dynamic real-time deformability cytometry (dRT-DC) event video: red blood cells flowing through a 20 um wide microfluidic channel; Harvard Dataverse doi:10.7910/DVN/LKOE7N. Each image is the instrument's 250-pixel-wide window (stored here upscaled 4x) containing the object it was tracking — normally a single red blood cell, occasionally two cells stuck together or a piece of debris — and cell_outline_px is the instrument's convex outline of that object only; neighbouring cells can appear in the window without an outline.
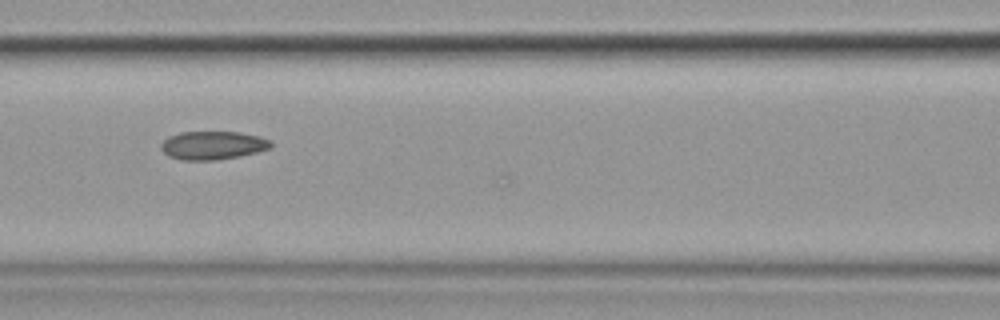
{"species": "common noctule bat (a hibernating species)", "species_latin": "Nyctalus noctula", "temperature_condition": "cold", "stored_images_in_passage": 8, "camera_frame_rate_fps": 3000, "um_per_image_px": 0.085, "animal": {"sex": "female", "body_mass_g": 19.9}, "frame": {"image": 1, "passage_image": 7, "time_ms": 7.667, "image_size_px": [1000, 320], "cell_outline_px": [[272, 148], [240, 156], [216, 160], [180, 160], [168, 156], [160, 148], [160, 144], [168, 136], [180, 132], [240, 132], [260, 136], [272, 140]], "centroid_in_image_um": [18.09, 12.35], "position_along_channel_um": 148.5, "area_um2": 18.38}}